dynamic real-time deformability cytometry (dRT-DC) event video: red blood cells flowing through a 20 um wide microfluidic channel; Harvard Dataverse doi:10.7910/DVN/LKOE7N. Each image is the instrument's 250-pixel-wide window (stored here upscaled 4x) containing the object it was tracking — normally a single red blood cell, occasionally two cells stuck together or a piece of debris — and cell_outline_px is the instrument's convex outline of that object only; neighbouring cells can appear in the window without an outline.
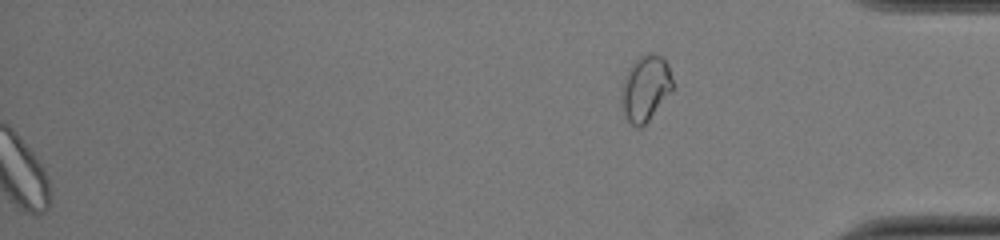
{"species": "common noctule bat (a hibernating species)", "species_latin": "Nyctalus noctula", "temperature_condition": "cold", "stored_images_in_passage": 43, "segment_of_instrument_passage": [2, 2], "camera_frame_rate_fps": 3000, "um_per_image_px": 0.085, "animal": {"sex": "female", "body_mass_g": 22.0, "forearm_length_mm": 56.7}, "frame": {"image": 1, "passage_image": 43, "time_ms": 14.0, "image_size_px": [1000, 240], "cell_outline_px": [[672, 88], [648, 120], [640, 128], [636, 128], [624, 116], [620, 92], [628, 68], [644, 52], [652, 52], [660, 56], [668, 64], [672, 80]], "centroid_in_image_um": [54.83, 7.47], "position_along_channel_um": 380.4, "area_um2": 19.25}}